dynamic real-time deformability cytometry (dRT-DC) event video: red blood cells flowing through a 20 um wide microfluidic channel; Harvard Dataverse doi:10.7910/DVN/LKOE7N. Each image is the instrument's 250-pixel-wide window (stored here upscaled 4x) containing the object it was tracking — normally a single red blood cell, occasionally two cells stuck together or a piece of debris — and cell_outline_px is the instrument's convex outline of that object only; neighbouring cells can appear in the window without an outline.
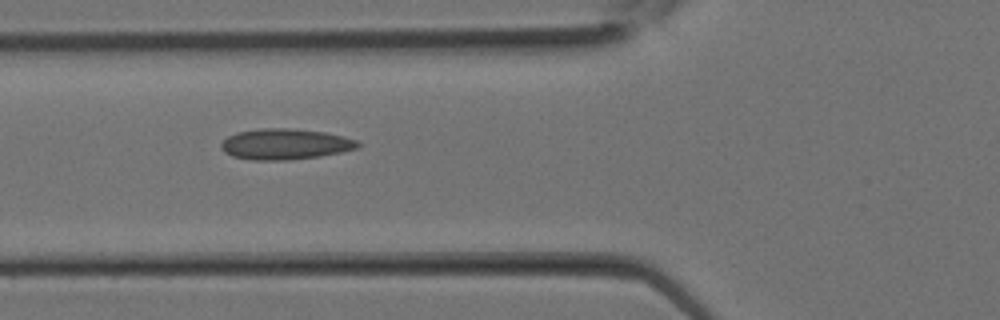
{"species": "Egyptian fruit bat (a non-hibernating species)", "species_latin": "Rousettus aegyptiacus", "temperature_condition": "room temperature", "stored_images_in_passage": 10, "camera_frame_rate_fps": 3000, "um_per_image_px": 0.085, "animal": {"sex": "female"}, "frame": {"image": 1, "passage_image": 5, "time_ms": 1.333, "image_size_px": [1000, 320], "cell_outline_px": [[360, 148], [320, 156], [288, 160], [252, 160], [232, 156], [224, 152], [220, 148], [220, 144], [228, 136], [236, 132], [264, 128], [292, 128], [324, 132], [356, 140], [360, 144]], "centroid_in_image_um": [24.21, 12.25], "position_along_channel_um": 101.6, "area_um2": 24.51}}
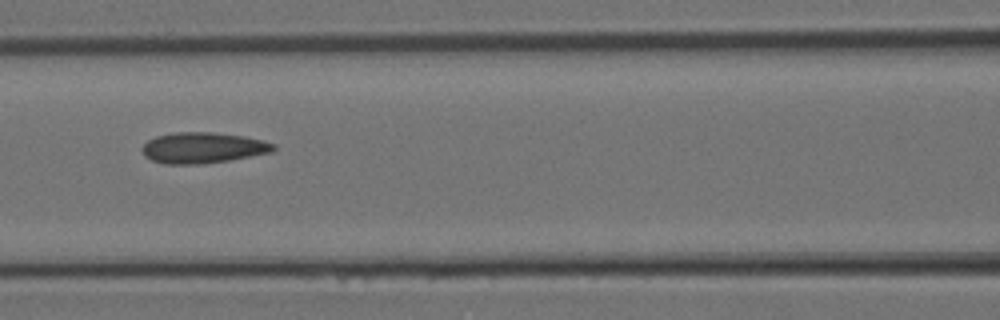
{"frame": {"image": 2, "passage_image": 7, "time_ms": 2.0, "image_size_px": [1000, 320], "cell_outline_px": [[276, 148], [272, 152], [228, 160], [196, 164], [164, 164], [152, 160], [144, 156], [140, 148], [148, 140], [156, 136], [172, 132], [212, 132], [244, 136], [264, 140], [276, 144]], "centroid_in_image_um": [17.23, 12.55], "position_along_channel_um": 149.4, "area_um2": 23.7}}
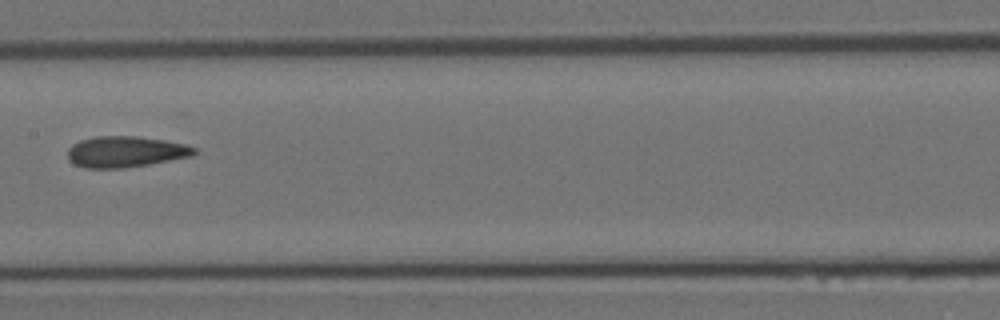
{"frame": {"image": 3, "passage_image": 9, "time_ms": 2.667, "image_size_px": [1000, 320], "cell_outline_px": [[200, 152], [192, 156], [148, 164], [124, 168], [84, 168], [68, 160], [68, 148], [72, 144], [80, 140], [96, 136], [136, 136], [164, 140], [188, 144], [196, 148]], "centroid_in_image_um": [10.7, 12.89], "position_along_channel_um": 196.7, "area_um2": 23.06}}